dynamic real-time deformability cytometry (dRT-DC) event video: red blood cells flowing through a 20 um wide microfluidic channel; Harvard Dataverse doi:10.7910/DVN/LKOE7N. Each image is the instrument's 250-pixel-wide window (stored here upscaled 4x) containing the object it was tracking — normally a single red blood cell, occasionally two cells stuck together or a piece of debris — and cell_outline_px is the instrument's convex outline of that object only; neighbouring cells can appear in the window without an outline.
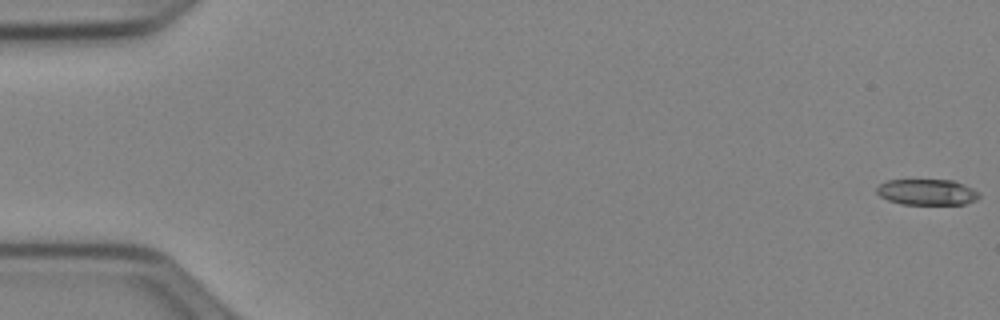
{"species": "Egyptian fruit bat (a non-hibernating species)", "species_latin": "Rousettus aegyptiacus", "temperature_condition": "cold", "stored_images_in_passage": 14, "camera_frame_rate_fps": 3000, "um_per_image_px": 0.085, "animal": {"sex": "female"}, "frame": {"image": 1, "passage_image": 1, "time_ms": 0.0, "image_size_px": [1000, 320], "cell_outline_px": [[980, 196], [976, 200], [964, 204], [900, 204], [888, 200], [880, 196], [876, 192], [876, 188], [880, 184], [888, 180], [952, 180], [972, 188]], "centroid_in_image_um": [78.76, 16.33], "position_along_channel_um": 6.2, "area_um2": 15.32}}
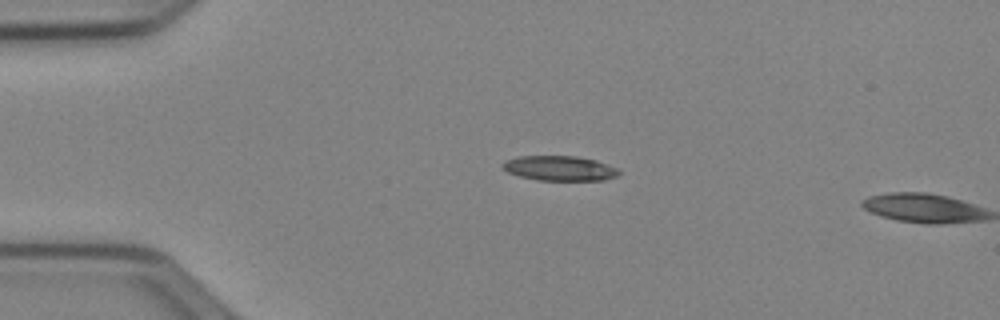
{"frame": {"image": 2, "passage_image": 13, "time_ms": 4.0, "image_size_px": [1000, 320], "cell_outline_px": [[620, 172], [616, 176], [604, 180], [536, 180], [520, 176], [508, 172], [500, 164], [504, 160], [520, 156], [576, 156], [596, 160], [616, 168]], "centroid_in_image_um": [47.53, 14.3], "position_along_channel_um": 37.5, "area_um2": 16.76}}